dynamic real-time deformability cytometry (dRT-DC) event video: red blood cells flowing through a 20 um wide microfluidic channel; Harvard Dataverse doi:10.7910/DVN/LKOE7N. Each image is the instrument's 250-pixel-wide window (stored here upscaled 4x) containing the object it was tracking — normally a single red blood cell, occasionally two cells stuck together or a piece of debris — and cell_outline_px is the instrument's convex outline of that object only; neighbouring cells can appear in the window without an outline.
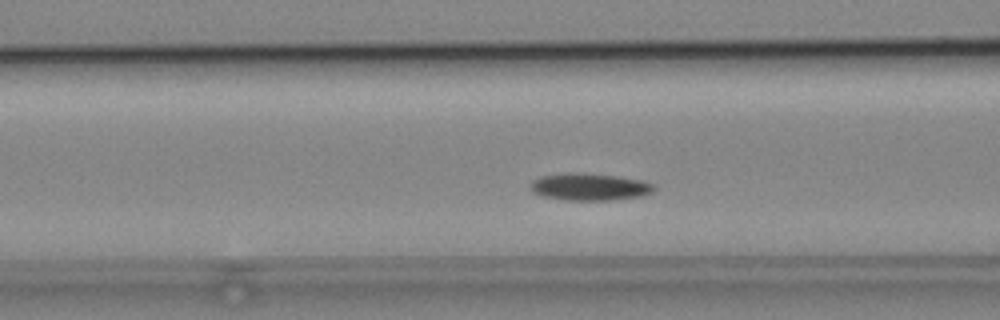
{"species": "common noctule bat (a hibernating species)", "species_latin": "Nyctalus noctula", "temperature_condition": "cold", "stored_images_in_passage": 46, "camera_frame_rate_fps": 3000, "um_per_image_px": 0.085, "animal": {"sex": "male", "body_mass_g": 19.2, "forearm_length_mm": 51.8}, "frame": {"image": 1, "passage_image": 13, "time_ms": 4.0, "image_size_px": [1000, 320], "cell_outline_px": [[656, 188], [652, 192], [644, 196], [612, 200], [568, 200], [544, 196], [532, 192], [528, 188], [528, 184], [532, 180], [540, 176], [564, 172], [584, 172], [616, 176], [644, 180], [656, 184]], "centroid_in_image_um": [50.12, 15.86], "position_along_channel_um": 116.5, "area_um2": 20.11}}
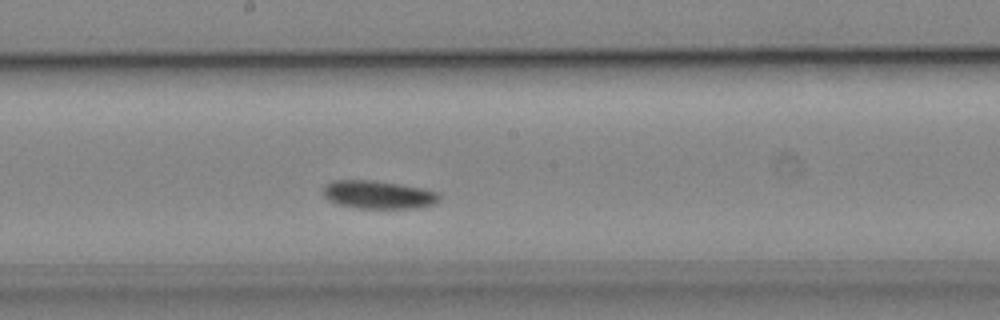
{"frame": {"image": 2, "passage_image": 21, "time_ms": 6.667, "image_size_px": [1000, 320], "cell_outline_px": [[440, 200], [436, 204], [420, 208], [356, 208], [340, 204], [328, 200], [324, 196], [324, 184], [332, 180], [372, 180], [400, 184], [424, 188], [440, 192]], "centroid_in_image_um": [32.21, 16.54], "position_along_channel_um": 216.0, "area_um2": 19.31}}
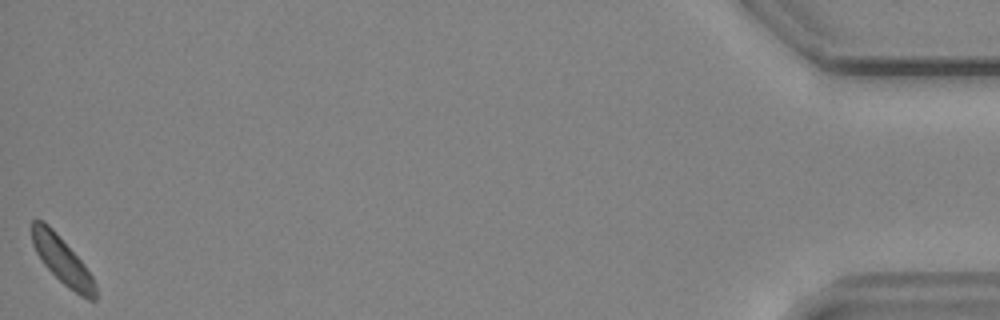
{"frame": {"image": 3, "passage_image": 46, "time_ms": 15.0, "image_size_px": [1000, 320], "cell_outline_px": [[96, 300], [88, 300], [80, 296], [68, 288], [44, 264], [36, 252], [32, 244], [32, 220], [44, 220], [56, 232], [84, 264], [92, 276], [96, 284]], "centroid_in_image_um": [5.3, 22.15], "position_along_channel_um": 429.9, "area_um2": 17.28}, "authors_computed_cell_mechanics": {"area_um2": 18.5827, "velocity_mm_per_s": 3.7312, "shape_relaxation_time_tau1_ms": 1.5093, "shape_relaxation_time_tau2_ms": null, "deformation_change_tau1": 0.0617, "deformation_change_tau2": null}}